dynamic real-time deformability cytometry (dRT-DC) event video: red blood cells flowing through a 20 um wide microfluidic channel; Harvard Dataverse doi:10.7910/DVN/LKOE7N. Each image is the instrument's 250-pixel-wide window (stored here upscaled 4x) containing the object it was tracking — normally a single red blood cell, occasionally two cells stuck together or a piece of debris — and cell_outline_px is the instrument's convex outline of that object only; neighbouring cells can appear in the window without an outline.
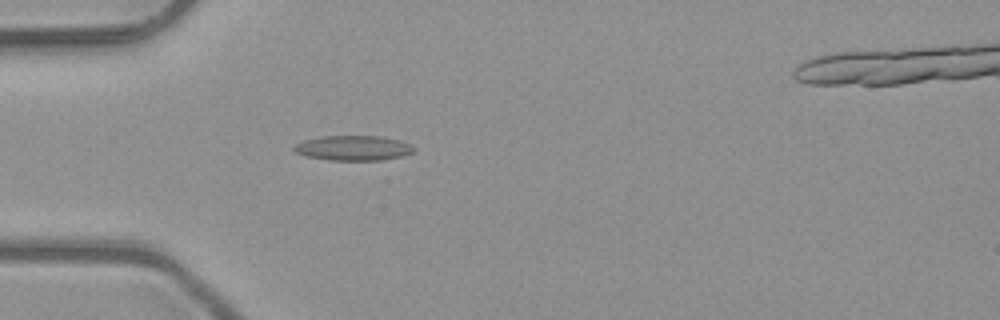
{"species": "common noctule bat (a hibernating species)", "species_latin": "Nyctalus noctula", "temperature_condition": "room temperature", "stored_images_in_passage": 4, "camera_frame_rate_fps": 3000, "um_per_image_px": 0.085, "animal": {"sex": "male", "body_mass_g": 23.1, "forearm_length_mm": 52.7}, "frame": {"image": 1, "passage_image": 4, "time_ms": 1.0, "image_size_px": [1000, 320], "cell_outline_px": [[416, 152], [400, 156], [380, 160], [328, 160], [308, 156], [296, 152], [292, 148], [296, 144], [304, 140], [320, 136], [384, 136], [400, 140], [412, 144], [416, 148]], "centroid_in_image_um": [30.09, 12.57], "position_along_channel_um": 54.9, "area_um2": 17.51}}